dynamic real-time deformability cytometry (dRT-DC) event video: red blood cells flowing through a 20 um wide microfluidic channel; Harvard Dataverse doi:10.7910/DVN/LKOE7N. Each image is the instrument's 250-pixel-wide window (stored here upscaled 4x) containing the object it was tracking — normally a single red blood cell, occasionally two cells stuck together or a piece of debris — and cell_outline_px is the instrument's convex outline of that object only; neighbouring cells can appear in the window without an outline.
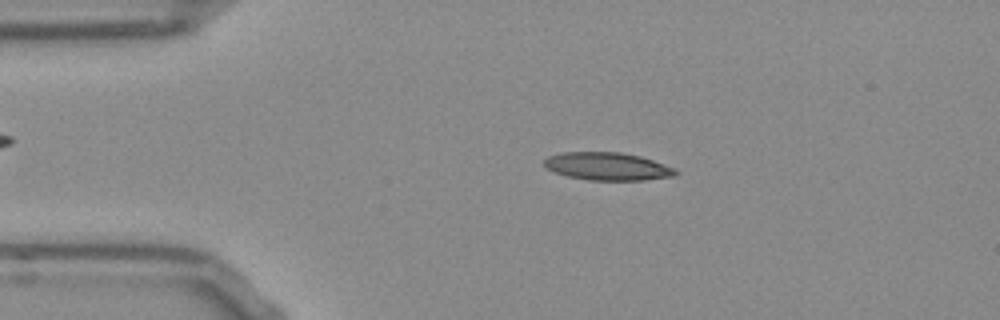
{"species": "Egyptian fruit bat (a non-hibernating species)", "species_latin": "Rousettus aegyptiacus", "temperature_condition": "room temperature", "stored_images_in_passage": 44, "camera_frame_rate_fps": 3000, "um_per_image_px": 0.085, "frame": {"image": 1, "passage_image": 2, "time_ms": 0.333, "image_size_px": [1000, 320], "cell_outline_px": [[680, 172], [676, 176], [644, 180], [588, 180], [568, 176], [556, 172], [548, 168], [544, 164], [544, 160], [548, 156], [560, 152], [620, 152], [640, 156], [676, 168]], "centroid_in_image_um": [51.68, 14.14], "position_along_channel_um": 33.3, "area_um2": 21.33}}
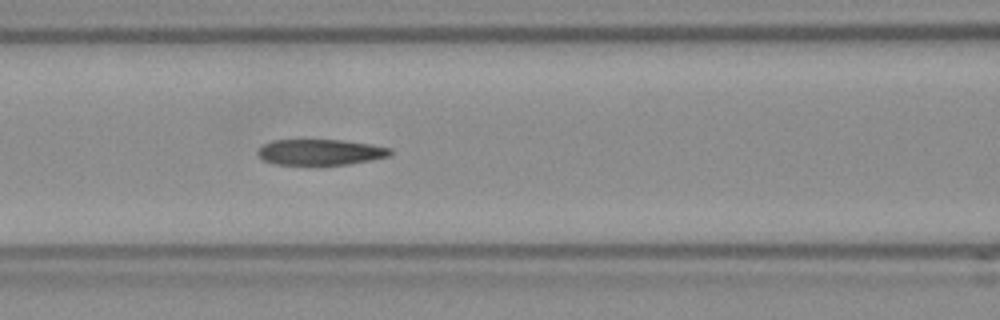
{"frame": {"image": 2, "passage_image": 13, "time_ms": 4.0, "image_size_px": [1000, 320], "cell_outline_px": [[392, 152], [388, 156], [372, 160], [348, 164], [320, 168], [276, 164], [264, 160], [256, 152], [264, 144], [272, 140], [340, 140], [368, 144], [392, 148]], "centroid_in_image_um": [27.21, 12.98], "position_along_channel_um": 139.4, "area_um2": 20.63}}
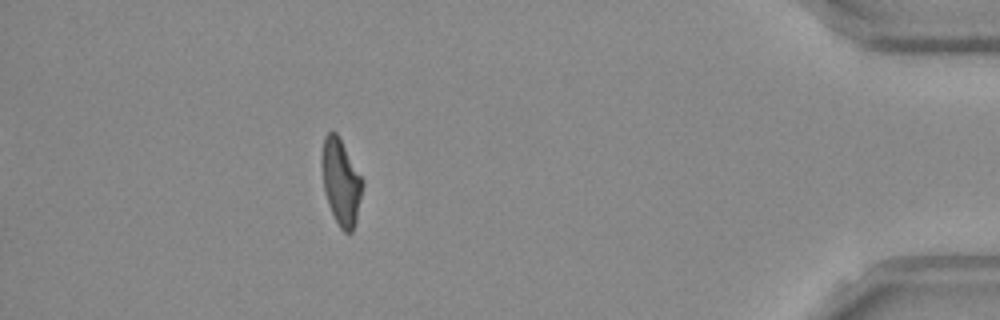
{"frame": {"image": 3, "passage_image": 38, "time_ms": 12.333, "image_size_px": [1000, 320], "cell_outline_px": [[364, 184], [356, 220], [352, 232], [344, 232], [340, 228], [328, 204], [324, 192], [320, 160], [320, 156], [324, 136], [328, 132], [336, 132], [364, 180]], "centroid_in_image_um": [28.97, 15.44], "position_along_channel_um": 406.2, "area_um2": 20.52}, "authors_computed_cell_mechanics": {"area_um2": 20.9236, "velocity_mm_per_s": 3.8675, "shape_relaxation_time_tau1_ms": null, "shape_relaxation_time_tau2_ms": 4.2634, "deformation_change_tau1": null, "deformation_change_tau2": 0.1527}}